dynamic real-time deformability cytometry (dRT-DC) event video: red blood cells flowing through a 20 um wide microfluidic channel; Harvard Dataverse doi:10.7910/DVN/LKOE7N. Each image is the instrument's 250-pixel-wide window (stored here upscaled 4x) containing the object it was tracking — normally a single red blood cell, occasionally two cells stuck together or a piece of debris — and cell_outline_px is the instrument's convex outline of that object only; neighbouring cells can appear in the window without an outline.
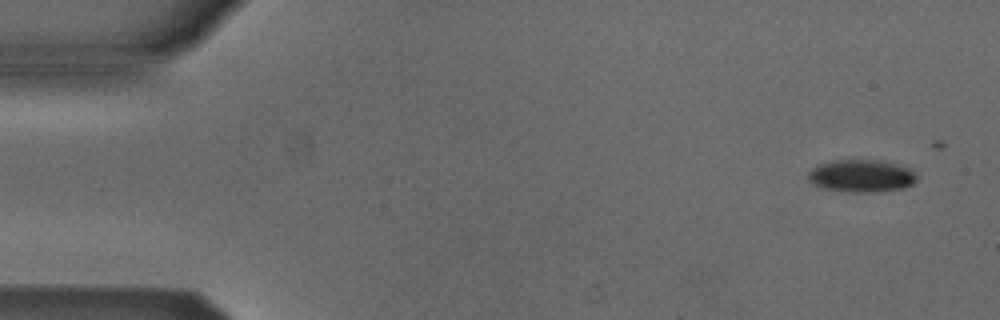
{"species": "Egyptian fruit bat (a non-hibernating species)", "species_latin": "Rousettus aegyptiacus", "temperature_condition": "cold", "stored_images_in_passage": 5, "segment_of_instrument_passage": [2, 2], "camera_frame_rate_fps": 3000, "um_per_image_px": 0.085, "animal": {"sex": "male"}, "frame": {"image": 1, "passage_image": 5, "time_ms": 1.333, "image_size_px": [1000, 320], "cell_outline_px": [[916, 180], [912, 184], [904, 188], [876, 192], [848, 192], [820, 188], [812, 184], [808, 180], [808, 172], [816, 164], [828, 160], [880, 160], [912, 168], [916, 176]], "centroid_in_image_um": [73.17, 14.95], "position_along_channel_um": 11.8, "area_um2": 20.98}}